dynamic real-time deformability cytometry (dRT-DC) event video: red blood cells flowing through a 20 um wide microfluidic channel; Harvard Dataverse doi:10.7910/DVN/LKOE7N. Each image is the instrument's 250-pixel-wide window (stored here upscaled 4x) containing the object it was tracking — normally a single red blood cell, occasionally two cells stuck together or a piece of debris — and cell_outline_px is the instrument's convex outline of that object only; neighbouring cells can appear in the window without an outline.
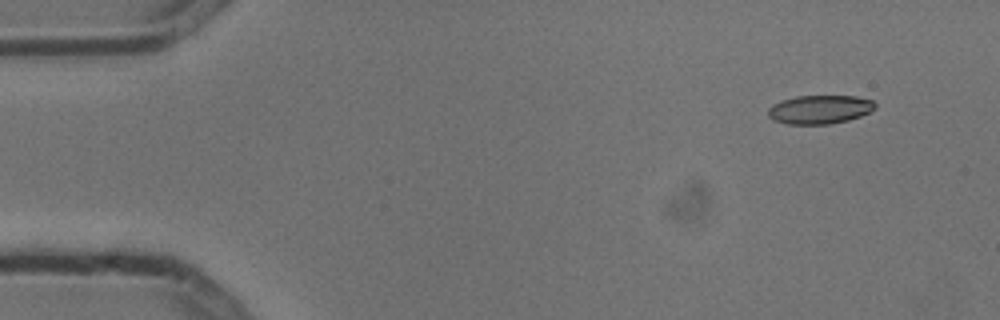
{"species": "common noctule bat (a hibernating species)", "species_latin": "Nyctalus noctula", "temperature_condition": "cold", "stored_images_in_passage": 5, "camera_frame_rate_fps": 3000, "um_per_image_px": 0.085, "animal": {"sex": "male", "body_mass_g": 13.3}, "frame": {"image": 1, "passage_image": 2, "time_ms": 0.333, "image_size_px": [1000, 320], "cell_outline_px": [[876, 108], [860, 116], [848, 120], [828, 124], [788, 124], [772, 120], [768, 116], [768, 108], [772, 104], [780, 100], [796, 96], [856, 96], [872, 100], [876, 104]], "centroid_in_image_um": [69.64, 9.3], "position_along_channel_um": 15.4, "area_um2": 17.98}}
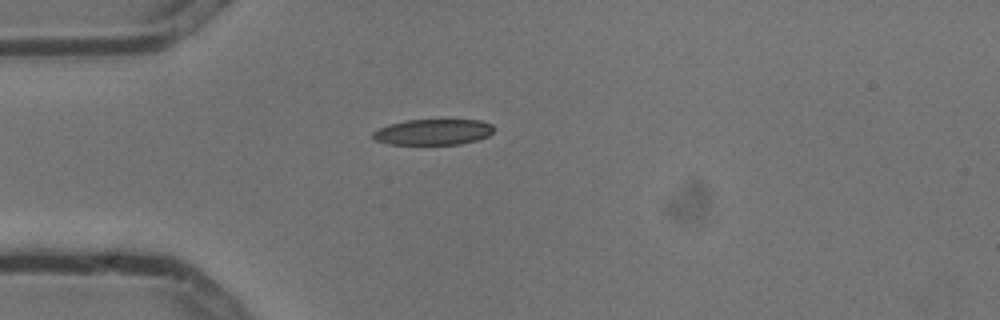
{"frame": {"image": 2, "passage_image": 5, "time_ms": 1.333, "image_size_px": [1000, 320], "cell_outline_px": [[492, 132], [488, 136], [476, 140], [460, 144], [388, 144], [376, 140], [372, 136], [372, 132], [388, 124], [408, 120], [480, 120], [492, 124]], "centroid_in_image_um": [36.8, 11.22], "position_along_channel_um": 48.2, "area_um2": 18.03}}